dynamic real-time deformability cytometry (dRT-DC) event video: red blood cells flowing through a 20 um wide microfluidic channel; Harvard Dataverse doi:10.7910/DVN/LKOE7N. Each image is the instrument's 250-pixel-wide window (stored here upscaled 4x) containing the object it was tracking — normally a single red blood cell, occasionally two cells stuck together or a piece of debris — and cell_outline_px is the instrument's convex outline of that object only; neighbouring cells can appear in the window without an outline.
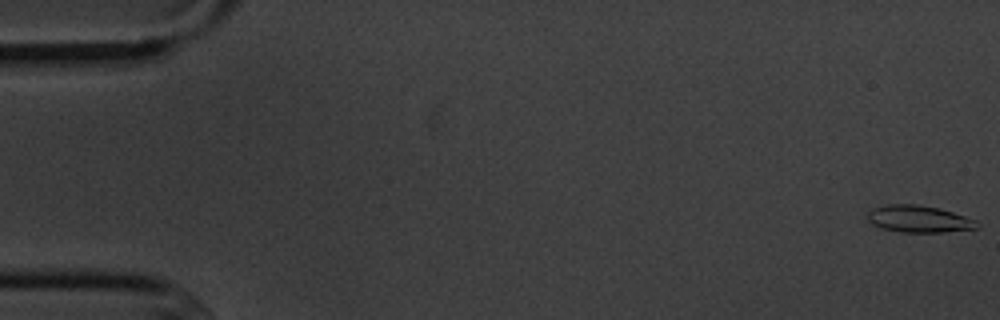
{"species": "common noctule bat (a hibernating species)", "species_latin": "Nyctalus noctula", "temperature_condition": "cold", "stored_images_in_passage": 5, "camera_frame_rate_fps": 3000, "um_per_image_px": 0.085, "animal": {"sex": "male", "body_mass_g": 20.1, "forearm_length_mm": 53.5}, "frame": {"image": 1, "passage_image": 1, "time_ms": 0.0, "image_size_px": [1000, 320], "cell_outline_px": [[980, 224], [976, 228], [944, 232], [900, 232], [880, 228], [872, 224], [868, 220], [868, 212], [872, 208], [888, 204], [916, 204], [940, 208], [976, 220]], "centroid_in_image_um": [78.08, 18.61], "position_along_channel_um": 6.9, "area_um2": 17.22}}